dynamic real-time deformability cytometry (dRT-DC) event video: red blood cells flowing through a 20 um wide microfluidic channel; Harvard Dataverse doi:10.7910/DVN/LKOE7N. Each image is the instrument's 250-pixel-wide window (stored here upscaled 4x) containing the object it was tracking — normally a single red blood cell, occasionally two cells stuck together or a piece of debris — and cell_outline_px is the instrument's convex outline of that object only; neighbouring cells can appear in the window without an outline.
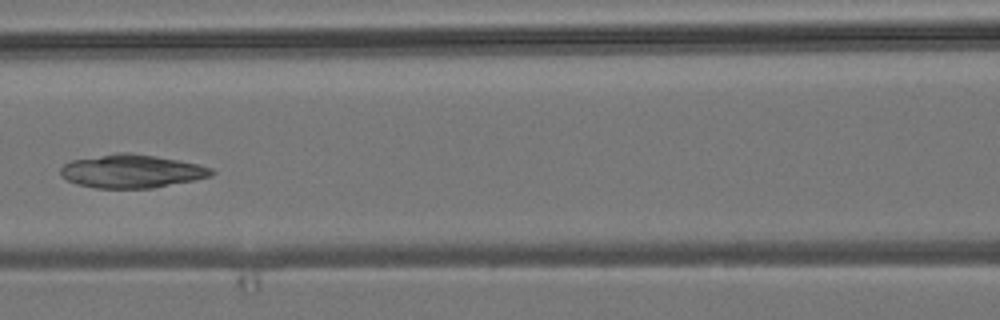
{"species": "common noctule bat (a hibernating species)", "species_latin": "Nyctalus noctula", "temperature_condition": "room temperature", "stored_images_in_passage": 7, "camera_frame_rate_fps": 3000, "um_per_image_px": 0.085, "animal": {"sex": "male", "body_mass_g": 19.2, "forearm_length_mm": 51.8}, "frame": {"image": 1, "passage_image": 6, "time_ms": 6.0, "image_size_px": [1000, 320], "cell_outline_px": [[216, 172], [212, 176], [152, 188], [96, 188], [76, 184], [60, 176], [60, 168], [64, 164], [72, 160], [116, 152], [128, 152], [156, 156], [196, 164], [212, 168]], "centroid_in_image_um": [11.15, 14.55], "position_along_channel_um": 155.4, "area_um2": 29.25}}
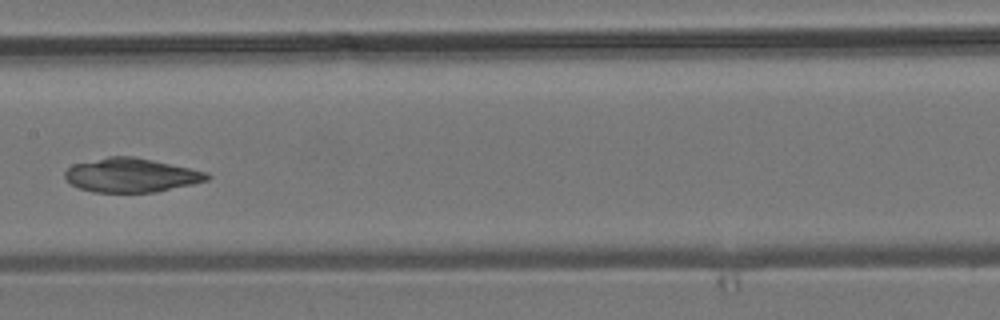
{"frame": {"image": 2, "passage_image": 7, "time_ms": 7.0, "image_size_px": [1000, 320], "cell_outline_px": [[212, 176], [208, 180], [192, 184], [156, 192], [96, 192], [80, 188], [72, 184], [64, 176], [64, 172], [72, 164], [108, 156], [132, 156], [152, 160], [208, 172]], "centroid_in_image_um": [11.16, 14.88], "position_along_channel_um": 196.2, "area_um2": 28.03}}